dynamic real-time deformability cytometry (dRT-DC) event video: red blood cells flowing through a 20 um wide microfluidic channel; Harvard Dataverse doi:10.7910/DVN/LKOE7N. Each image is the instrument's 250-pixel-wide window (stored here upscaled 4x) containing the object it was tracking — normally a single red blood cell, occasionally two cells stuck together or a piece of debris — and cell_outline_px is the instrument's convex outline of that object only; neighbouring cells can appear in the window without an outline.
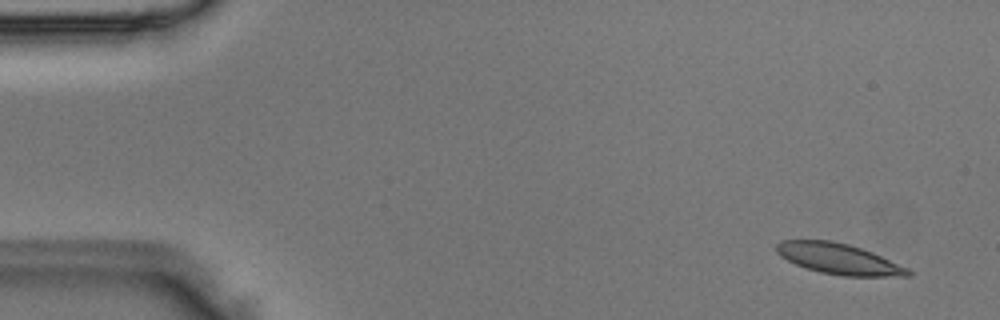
{"species": "Egyptian fruit bat (a non-hibernating species)", "species_latin": "Rousettus aegyptiacus", "temperature_condition": "room temperature", "stored_images_in_passage": 5, "camera_frame_rate_fps": 3000, "um_per_image_px": 0.085, "animal": {"sex": "male"}, "frame": {"image": 1, "passage_image": 1, "time_ms": 0.0, "image_size_px": [1000, 320], "cell_outline_px": [[912, 276], [844, 276], [820, 272], [796, 264], [780, 256], [776, 252], [776, 244], [780, 240], [832, 240], [848, 244], [872, 252], [908, 268], [912, 272]], "centroid_in_image_um": [71.29, 21.99], "position_along_channel_um": 13.7, "area_um2": 23.41}}